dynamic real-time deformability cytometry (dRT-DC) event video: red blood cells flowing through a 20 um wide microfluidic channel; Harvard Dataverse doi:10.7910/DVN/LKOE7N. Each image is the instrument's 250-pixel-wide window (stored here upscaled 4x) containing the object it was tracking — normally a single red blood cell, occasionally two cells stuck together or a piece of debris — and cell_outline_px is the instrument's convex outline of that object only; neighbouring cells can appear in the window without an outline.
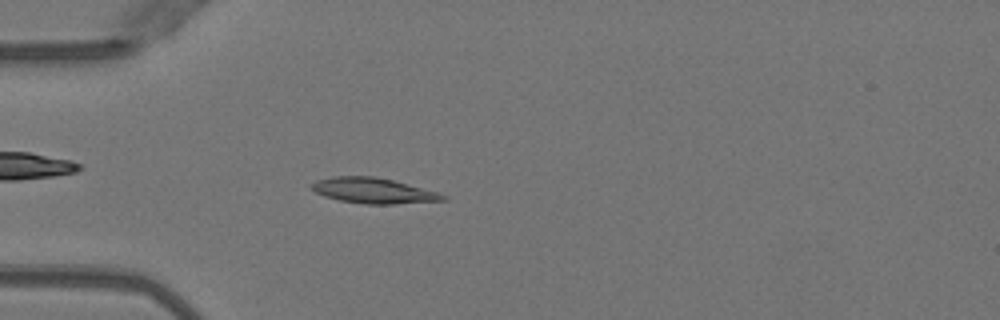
{"species": "Egyptian fruit bat (a non-hibernating species)", "species_latin": "Rousettus aegyptiacus", "temperature_condition": "warm", "stored_images_in_passage": 38, "camera_frame_rate_fps": 3000, "um_per_image_px": 0.085, "animal": {"sex": "female"}, "frame": {"image": 1, "passage_image": 6, "time_ms": 1.667, "image_size_px": [1000, 320], "cell_outline_px": [[448, 200], [396, 204], [364, 204], [340, 200], [324, 196], [316, 192], [308, 184], [316, 180], [332, 176], [372, 176], [392, 180], [436, 192], [448, 196]], "centroid_in_image_um": [31.71, 16.21], "position_along_channel_um": 53.3, "area_um2": 19.42}}
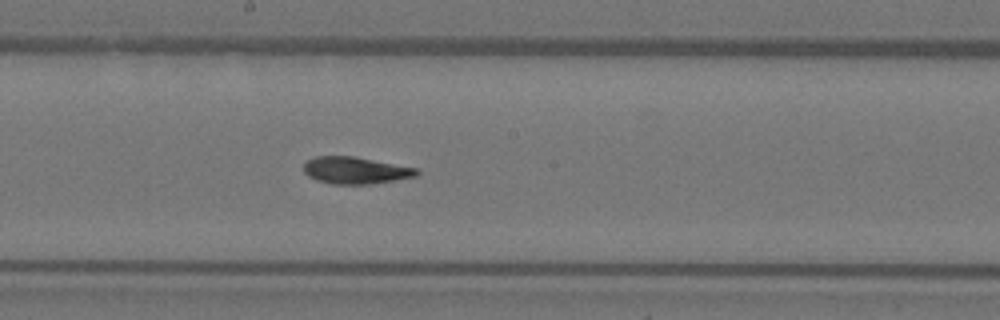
{"frame": {"image": 2, "passage_image": 19, "time_ms": 6.0, "image_size_px": [1000, 320], "cell_outline_px": [[420, 172], [416, 176], [368, 184], [332, 184], [316, 180], [308, 176], [304, 172], [304, 164], [308, 160], [316, 156], [356, 156], [416, 168]], "centroid_in_image_um": [30.19, 14.47], "position_along_channel_um": 218.0, "area_um2": 17.63}}
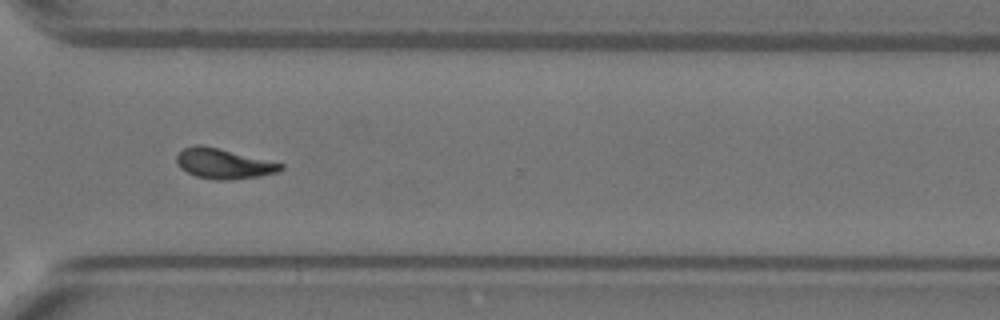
{"frame": {"image": 3, "passage_image": 29, "time_ms": 9.333, "image_size_px": [1000, 320], "cell_outline_px": [[284, 168], [280, 172], [260, 176], [232, 180], [216, 180], [196, 176], [180, 168], [176, 160], [176, 156], [184, 148], [196, 144], [200, 144], [220, 148], [284, 164]], "centroid_in_image_um": [19.03, 13.91], "position_along_channel_um": 351.6, "area_um2": 18.38}, "authors_computed_cell_mechanics": {"area_um2": 17.8602, "velocity_mm_per_s": 4.0204, "shape_relaxation_time_tau1_ms": 8.415, "shape_relaxation_time_tau2_ms": 4.002, "deformation_change_tau1": 0.2492, "deformation_change_tau2": 0.0483}}